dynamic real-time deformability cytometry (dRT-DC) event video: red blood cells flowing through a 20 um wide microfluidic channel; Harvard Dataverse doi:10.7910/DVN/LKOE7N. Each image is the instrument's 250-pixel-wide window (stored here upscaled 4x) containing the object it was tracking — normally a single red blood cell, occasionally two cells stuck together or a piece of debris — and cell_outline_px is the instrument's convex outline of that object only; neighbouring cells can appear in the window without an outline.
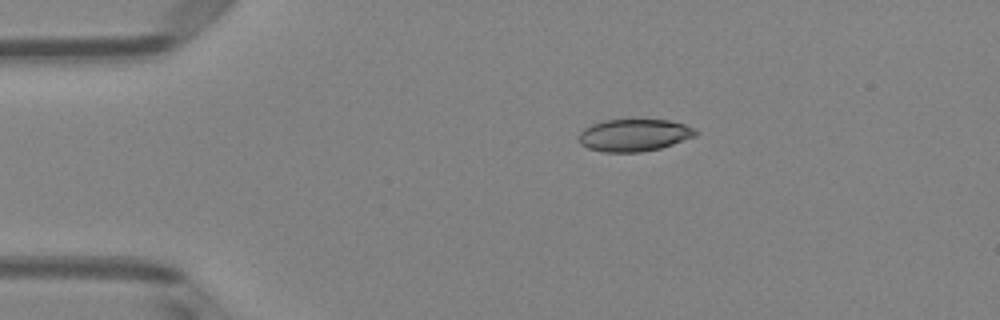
{"species": "Egyptian fruit bat (a non-hibernating species)", "species_latin": "Rousettus aegyptiacus", "temperature_condition": "room temperature", "stored_images_in_passage": 42, "camera_frame_rate_fps": 3000, "um_per_image_px": 0.085, "animal": {"sex": "female"}, "frame": {"image": 1, "passage_image": 1, "time_ms": 0.0, "image_size_px": [1000, 320], "cell_outline_px": [[700, 132], [696, 136], [660, 148], [640, 152], [604, 152], [588, 148], [580, 144], [580, 132], [584, 128], [592, 124], [604, 120], [668, 120], [684, 124]], "centroid_in_image_um": [53.9, 11.49], "position_along_channel_um": 31.1, "area_um2": 21.79}}
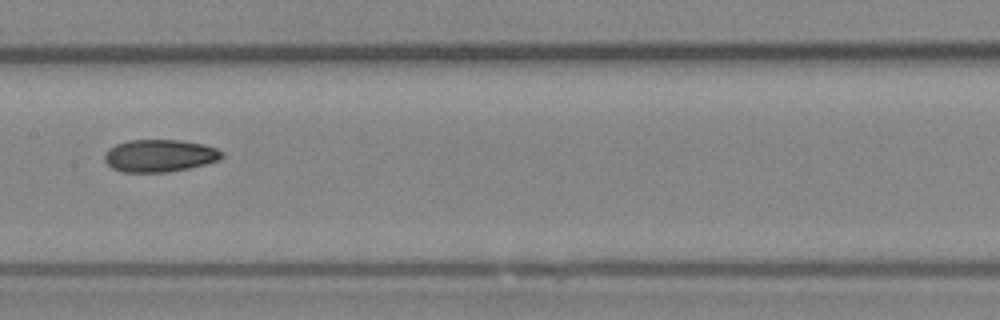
{"frame": {"image": 2, "passage_image": 17, "time_ms": 5.333, "image_size_px": [1000, 320], "cell_outline_px": [[224, 156], [216, 160], [204, 164], [188, 168], [168, 172], [120, 172], [112, 168], [104, 160], [104, 152], [108, 148], [116, 144], [128, 140], [180, 140], [204, 144], [216, 148], [224, 152]], "centroid_in_image_um": [13.53, 13.23], "position_along_channel_um": 193.9, "area_um2": 22.25}}
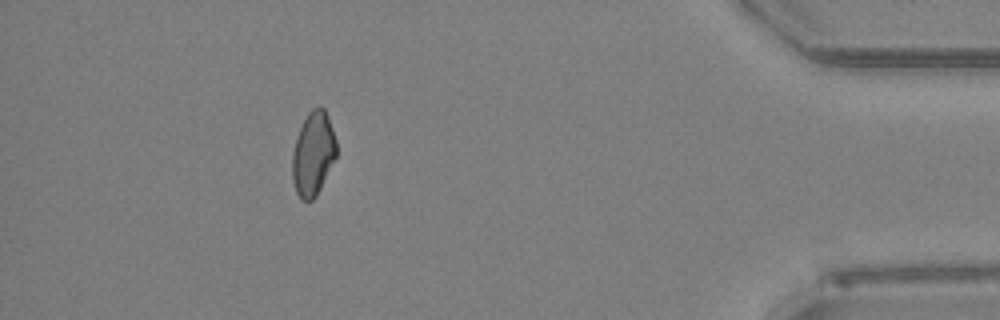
{"frame": {"image": 3, "passage_image": 37, "time_ms": 12.0, "image_size_px": [1000, 320], "cell_outline_px": [[336, 156], [316, 196], [312, 200], [300, 200], [296, 192], [292, 180], [292, 152], [296, 136], [308, 112], [312, 108], [320, 104], [324, 108], [328, 116], [336, 140]], "centroid_in_image_um": [26.6, 13.04], "position_along_channel_um": 408.6, "area_um2": 21.62}, "authors_computed_cell_mechanics": {"area_um2": 21.964, "velocity_mm_per_s": 4.0023, "shape_relaxation_time_tau1_ms": null, "shape_relaxation_time_tau2_ms": 6.6361, "deformation_change_tau1": null, "deformation_change_tau2": 0.1302}}